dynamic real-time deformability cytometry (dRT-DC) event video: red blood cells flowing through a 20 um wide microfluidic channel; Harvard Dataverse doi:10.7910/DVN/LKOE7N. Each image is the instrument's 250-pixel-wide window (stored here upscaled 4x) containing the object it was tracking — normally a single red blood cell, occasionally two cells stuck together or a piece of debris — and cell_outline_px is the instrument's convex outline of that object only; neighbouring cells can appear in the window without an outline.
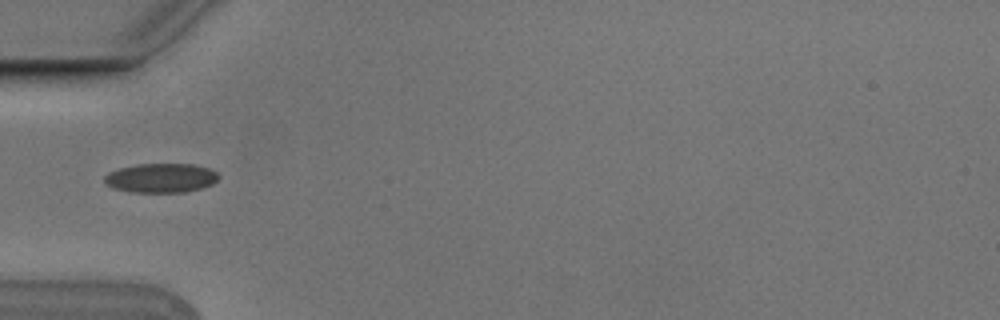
{"species": "Egyptian fruit bat (a non-hibernating species)", "species_latin": "Rousettus aegyptiacus", "temperature_condition": "cold", "stored_images_in_passage": 2, "camera_frame_rate_fps": 3000, "um_per_image_px": 0.085, "animal": {"sex": "male"}, "frame": {"image": 1, "passage_image": 2, "time_ms": 0.333, "image_size_px": [1000, 320], "cell_outline_px": [[220, 176], [212, 184], [200, 188], [184, 192], [128, 192], [112, 188], [104, 180], [104, 176], [108, 172], [120, 168], [140, 164], [192, 164], [208, 168], [216, 172]], "centroid_in_image_um": [13.66, 15.13], "position_along_channel_um": 71.3, "area_um2": 19.36}}